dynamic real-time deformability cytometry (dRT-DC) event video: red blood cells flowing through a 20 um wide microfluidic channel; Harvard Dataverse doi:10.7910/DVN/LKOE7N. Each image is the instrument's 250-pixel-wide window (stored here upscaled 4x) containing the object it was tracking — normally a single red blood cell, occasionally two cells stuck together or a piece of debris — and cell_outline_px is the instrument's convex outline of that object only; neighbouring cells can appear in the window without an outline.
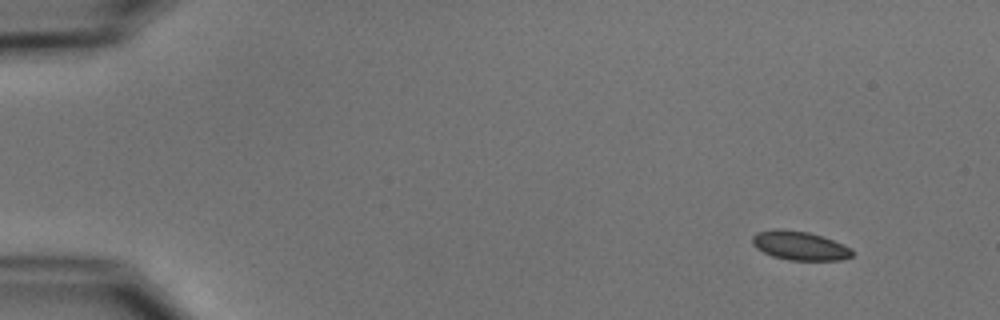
{"species": "common noctule bat (a hibernating species)", "species_latin": "Nyctalus noctula", "temperature_condition": "cold", "stored_images_in_passage": 5, "camera_frame_rate_fps": 3000, "um_per_image_px": 0.085, "animal": {"sex": "male", "body_mass_g": 15.6}, "frame": {"image": 1, "passage_image": 2, "time_ms": 1.333, "image_size_px": [1000, 320], "cell_outline_px": [[852, 256], [840, 260], [788, 260], [772, 256], [756, 248], [752, 244], [752, 236], [756, 232], [772, 228], [784, 228], [808, 232], [824, 236], [852, 248]], "centroid_in_image_um": [67.94, 20.86], "position_along_channel_um": 17.1, "area_um2": 17.11}}
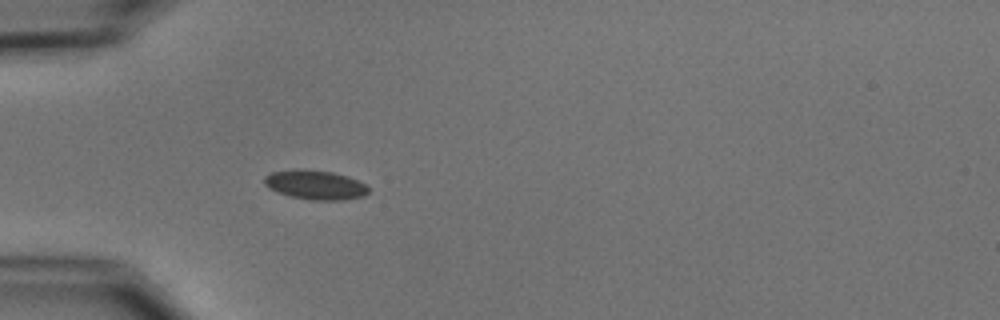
{"frame": {"image": 2, "passage_image": 5, "time_ms": 5.333, "image_size_px": [1000, 320], "cell_outline_px": [[368, 192], [364, 196], [344, 200], [312, 200], [292, 196], [276, 192], [268, 188], [264, 184], [264, 176], [272, 172], [296, 168], [300, 168], [332, 172], [348, 176], [364, 184], [368, 188]], "centroid_in_image_um": [26.76, 15.7], "position_along_channel_um": 58.2, "area_um2": 17.86}}